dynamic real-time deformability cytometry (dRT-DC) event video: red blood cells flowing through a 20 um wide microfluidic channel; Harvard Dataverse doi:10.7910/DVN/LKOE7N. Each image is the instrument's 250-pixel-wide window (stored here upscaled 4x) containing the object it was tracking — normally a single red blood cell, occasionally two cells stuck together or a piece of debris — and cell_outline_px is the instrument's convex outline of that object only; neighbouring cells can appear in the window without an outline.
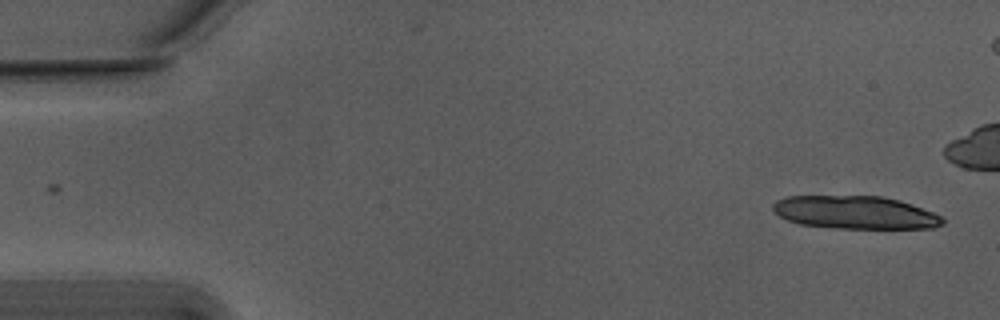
{"species": "Egyptian fruit bat (a non-hibernating species)", "species_latin": "Rousettus aegyptiacus", "temperature_condition": "warm", "stored_images_in_passage": 20, "camera_frame_rate_fps": 3000, "um_per_image_px": 0.085, "animal": {"sex": "male"}, "frame": {"image": 1, "passage_image": 1, "time_ms": 0.0, "image_size_px": [1000, 320], "cell_outline_px": [[944, 224], [932, 228], [836, 228], [800, 224], [788, 220], [780, 216], [772, 208], [772, 204], [776, 200], [788, 196], [880, 196], [900, 200], [912, 204], [932, 212], [940, 216], [944, 220]], "centroid_in_image_um": [72.69, 18.05], "position_along_channel_um": 12.3, "area_um2": 32.48}}